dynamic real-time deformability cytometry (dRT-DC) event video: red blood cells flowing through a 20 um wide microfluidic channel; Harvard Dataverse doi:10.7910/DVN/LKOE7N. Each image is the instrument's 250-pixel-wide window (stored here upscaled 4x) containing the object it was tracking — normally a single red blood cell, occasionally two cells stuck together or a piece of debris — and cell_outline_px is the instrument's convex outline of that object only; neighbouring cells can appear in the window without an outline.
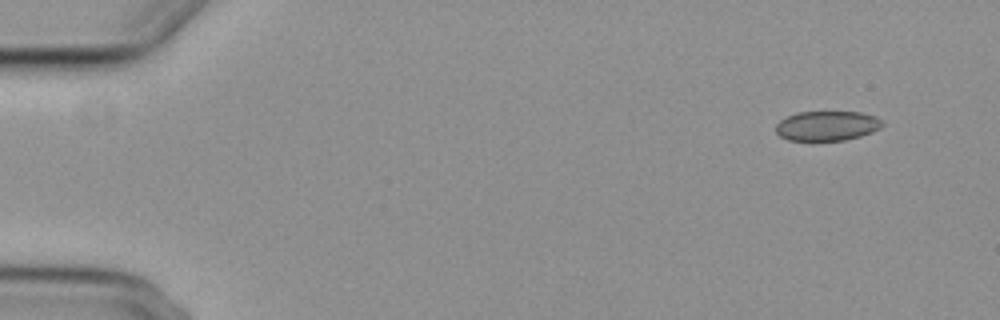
{"species": "common noctule bat (a hibernating species)", "species_latin": "Nyctalus noctula", "temperature_condition": "cold", "stored_images_in_passage": 4, "camera_frame_rate_fps": 3000, "um_per_image_px": 0.085, "animal": {"sex": "female", "body_mass_g": 29.2, "forearm_length_mm": 56.3}, "frame": {"image": 1, "passage_image": 1, "time_ms": 0.0, "image_size_px": [1000, 320], "cell_outline_px": [[884, 124], [880, 128], [872, 132], [860, 136], [844, 140], [788, 140], [780, 136], [776, 132], [776, 124], [780, 120], [796, 112], [860, 112], [876, 116]], "centroid_in_image_um": [70.29, 10.69], "position_along_channel_um": 14.7, "area_um2": 18.38}}
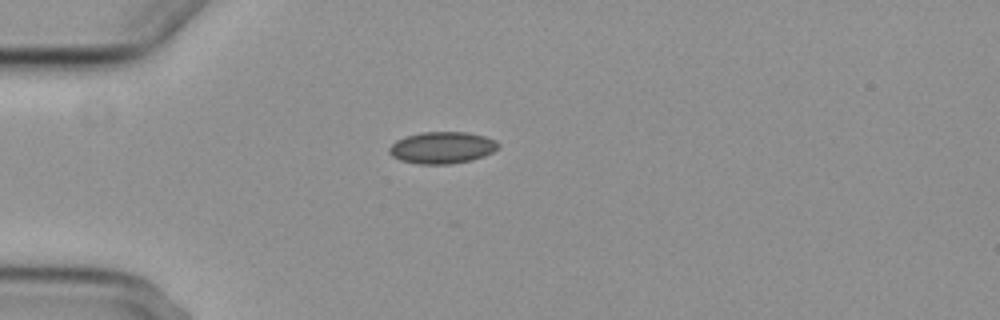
{"frame": {"image": 2, "passage_image": 4, "time_ms": 3.667, "image_size_px": [1000, 320], "cell_outline_px": [[500, 144], [492, 152], [484, 156], [472, 160], [448, 164], [416, 164], [400, 160], [392, 156], [388, 152], [388, 148], [396, 140], [420, 132], [468, 132], [484, 136], [496, 140]], "centroid_in_image_um": [37.57, 12.55], "position_along_channel_um": 47.4, "area_um2": 20.23}}